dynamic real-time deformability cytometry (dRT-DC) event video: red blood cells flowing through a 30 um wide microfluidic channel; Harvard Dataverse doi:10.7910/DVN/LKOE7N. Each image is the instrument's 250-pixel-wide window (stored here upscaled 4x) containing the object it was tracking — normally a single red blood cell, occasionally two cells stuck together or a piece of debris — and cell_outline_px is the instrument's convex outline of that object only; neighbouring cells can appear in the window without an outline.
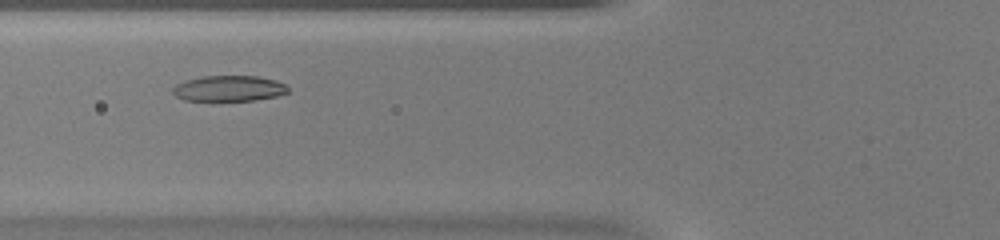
{"species": "common noctule bat (a hibernating species)", "species_latin": "Nyctalus noctula", "temperature_condition": "warm", "stored_images_in_passage": 37, "camera_frame_rate_fps": 3000, "um_per_image_px": 0.085, "animal": {"sex": "female", "body_mass_g": 20.0, "forearm_length_mm": 54.0}, "frame": {"image": 1, "passage_image": 8, "time_ms": 2.333, "image_size_px": [1000, 240], "cell_outline_px": [[288, 92], [276, 96], [252, 100], [184, 100], [176, 96], [172, 92], [172, 88], [176, 84], [184, 80], [204, 76], [256, 76], [276, 80], [284, 84], [288, 88]], "centroid_in_image_um": [19.43, 7.51], "position_along_channel_um": 106.4, "area_um2": 17.11}}
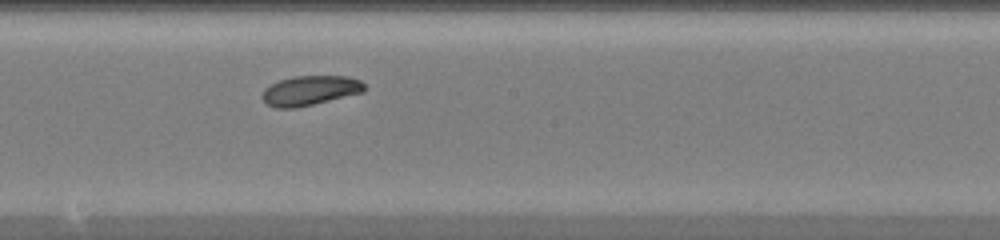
{"frame": {"image": 2, "passage_image": 16, "time_ms": 5.0, "image_size_px": [1000, 240], "cell_outline_px": [[364, 92], [296, 108], [276, 108], [268, 104], [264, 100], [264, 88], [280, 80], [292, 76], [348, 76], [360, 80], [364, 84]], "centroid_in_image_um": [26.38, 7.68], "position_along_channel_um": 221.8, "area_um2": 17.46}}
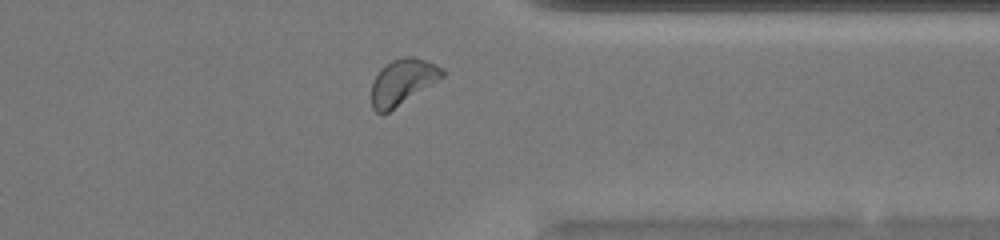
{"frame": {"image": 3, "passage_image": 27, "time_ms": 8.667, "image_size_px": [1000, 240], "cell_outline_px": [[444, 76], [388, 112], [380, 116], [372, 108], [372, 84], [380, 68], [392, 60], [404, 56], [412, 56], [436, 64], [444, 68]], "centroid_in_image_um": [34.2, 6.95], "position_along_channel_um": 377.2, "area_um2": 18.67}}